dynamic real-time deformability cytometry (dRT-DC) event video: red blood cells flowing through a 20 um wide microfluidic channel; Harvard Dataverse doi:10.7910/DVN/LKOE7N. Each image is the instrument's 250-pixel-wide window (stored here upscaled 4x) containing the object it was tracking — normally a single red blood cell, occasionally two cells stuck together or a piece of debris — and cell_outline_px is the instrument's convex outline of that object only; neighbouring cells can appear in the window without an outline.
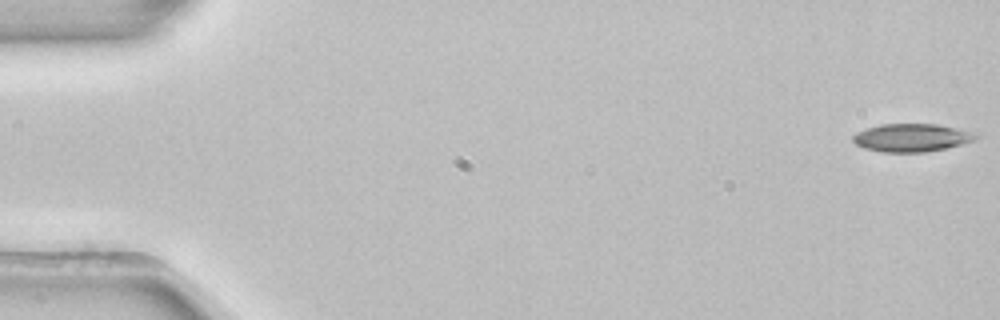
{"species": "common noctule bat (a hibernating species)", "species_latin": "Nyctalus noctula", "temperature_condition": "room temperature", "stored_images_in_passage": 53, "camera_frame_rate_fps": 3000, "um_per_image_px": 0.085, "animal": {"sex": "female", "body_mass_g": 22.7, "forearm_length_mm": 54.2}, "frame": {"image": 1, "passage_image": 1, "time_ms": 0.0, "image_size_px": [1000, 320], "cell_outline_px": [[980, 136], [972, 140], [960, 144], [944, 148], [924, 152], [880, 152], [864, 148], [856, 144], [852, 140], [852, 136], [856, 132], [864, 128], [880, 124], [936, 124], [976, 132]], "centroid_in_image_um": [77.44, 11.69], "position_along_channel_um": 7.6, "area_um2": 20.06}}
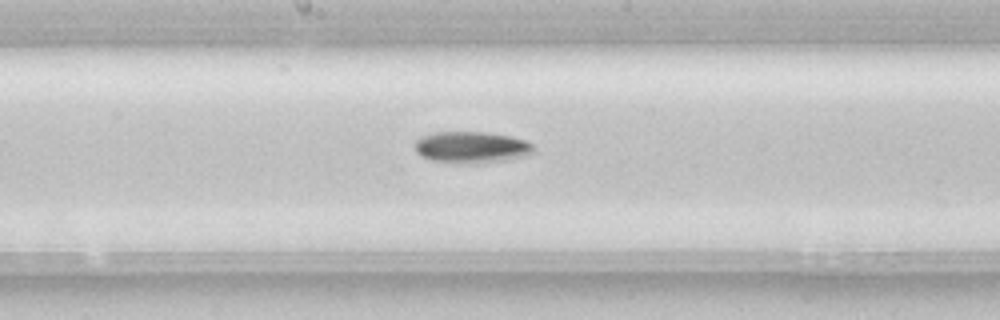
{"frame": {"image": 2, "passage_image": 28, "time_ms": 9.0, "image_size_px": [1000, 320], "cell_outline_px": [[532, 152], [528, 156], [504, 160], [476, 164], [460, 164], [432, 160], [420, 156], [416, 152], [416, 140], [424, 136], [436, 132], [484, 132], [512, 136], [528, 140], [532, 144]], "centroid_in_image_um": [40.1, 12.53], "position_along_channel_um": 208.1, "area_um2": 21.96}}
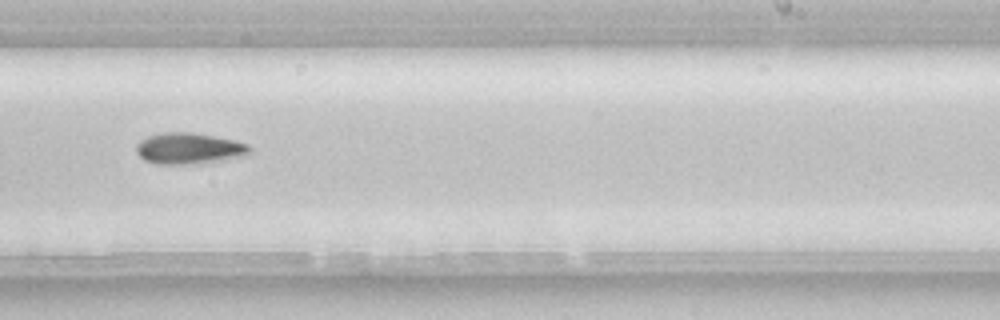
{"frame": {"image": 3, "passage_image": 33, "time_ms": 10.667, "image_size_px": [1000, 320], "cell_outline_px": [[252, 152], [244, 156], [200, 164], [156, 164], [144, 160], [136, 152], [136, 144], [140, 140], [148, 136], [164, 132], [192, 132], [232, 140], [248, 144], [252, 148]], "centroid_in_image_um": [16.06, 12.63], "position_along_channel_um": 272.9, "area_um2": 20.75}, "authors_computed_cell_mechanics": {"area_um2": 20.1144, "velocity_mm_per_s": 3.9073, "shape_relaxation_time_tau1_ms": 2.6166, "shape_relaxation_time_tau2_ms": null, "deformation_change_tau1": 0.115, "deformation_change_tau2": null}}